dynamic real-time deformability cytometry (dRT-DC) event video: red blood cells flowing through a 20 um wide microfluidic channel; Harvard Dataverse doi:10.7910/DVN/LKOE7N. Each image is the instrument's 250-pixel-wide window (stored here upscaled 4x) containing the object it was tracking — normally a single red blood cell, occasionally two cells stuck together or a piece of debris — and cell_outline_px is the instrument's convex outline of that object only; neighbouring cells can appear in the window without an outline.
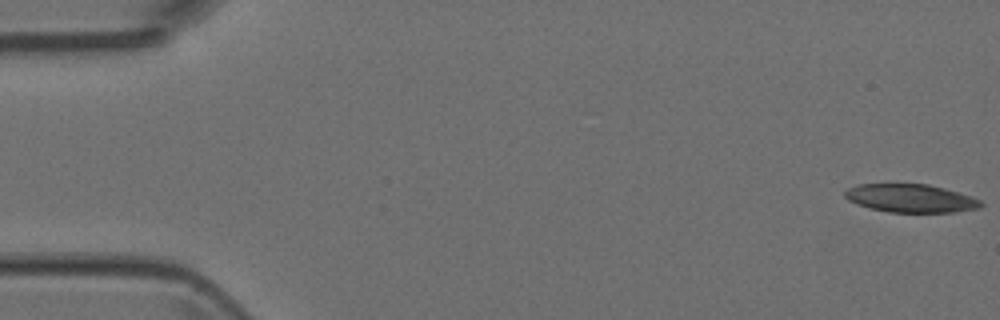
{"species": "Egyptian fruit bat (a non-hibernating species)", "species_latin": "Rousettus aegyptiacus", "temperature_condition": "room temperature", "stored_images_in_passage": 6, "camera_frame_rate_fps": 3000, "um_per_image_px": 0.085, "animal": {"sex": "female"}, "frame": {"image": 1, "passage_image": 1, "time_ms": 0.0, "image_size_px": [1000, 320], "cell_outline_px": [[984, 204], [980, 208], [956, 212], [888, 212], [868, 208], [856, 204], [848, 200], [844, 196], [844, 192], [848, 188], [856, 184], [928, 184], [944, 188], [972, 196], [980, 200]], "centroid_in_image_um": [77.4, 16.85], "position_along_channel_um": 7.6, "area_um2": 22.54}}